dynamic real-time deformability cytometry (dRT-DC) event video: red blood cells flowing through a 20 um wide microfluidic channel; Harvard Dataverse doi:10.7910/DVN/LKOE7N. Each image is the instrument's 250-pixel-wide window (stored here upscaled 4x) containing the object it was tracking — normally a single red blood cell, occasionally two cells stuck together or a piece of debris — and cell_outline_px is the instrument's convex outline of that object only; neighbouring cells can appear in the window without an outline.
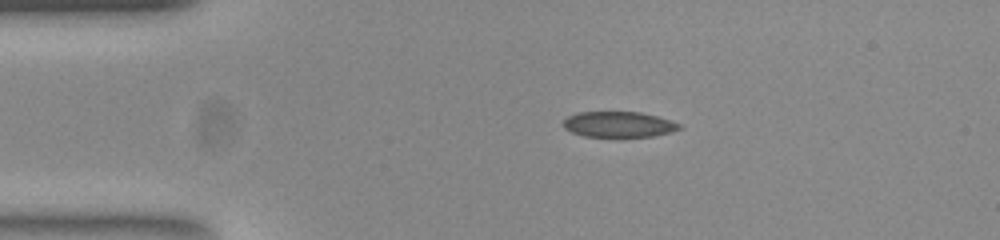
{"species": "common noctule bat (a hibernating species)", "species_latin": "Nyctalus noctula", "temperature_condition": "room temperature", "stored_images_in_passage": 43, "camera_frame_rate_fps": 3000, "um_per_image_px": 0.085, "animal": {"sex": "female", "body_mass_g": 23.0, "forearm_length_mm": 53.4}, "frame": {"image": 1, "passage_image": 1, "time_ms": 0.0, "image_size_px": [1000, 240], "cell_outline_px": [[680, 128], [668, 132], [652, 136], [584, 136], [572, 132], [564, 128], [560, 124], [568, 116], [576, 112], [640, 112], [672, 120], [680, 124]], "centroid_in_image_um": [52.53, 10.56], "position_along_channel_um": 32.5, "area_um2": 17.17}}
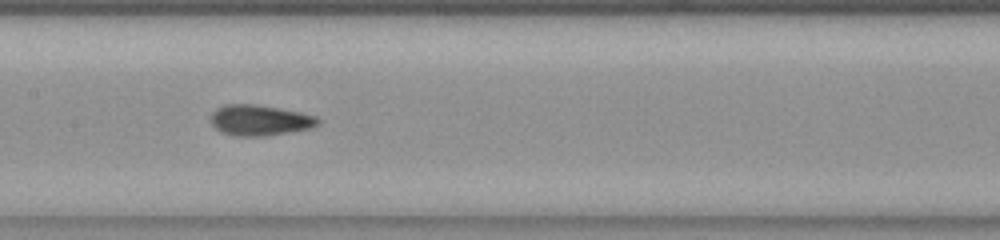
{"frame": {"image": 2, "passage_image": 16, "time_ms": 5.0, "image_size_px": [1000, 240], "cell_outline_px": [[320, 124], [312, 128], [264, 136], [236, 136], [220, 132], [212, 124], [212, 112], [216, 108], [224, 104], [256, 104], [280, 108], [300, 112], [316, 116], [320, 120]], "centroid_in_image_um": [22.09, 10.21], "position_along_channel_um": 185.3, "area_um2": 19.25}}
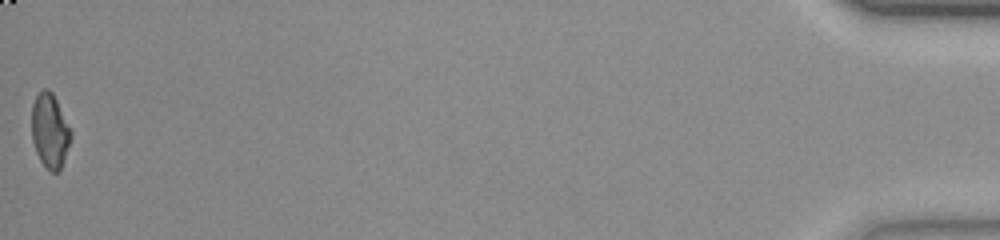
{"frame": {"image": 3, "passage_image": 43, "time_ms": 14.0, "image_size_px": [1000, 240], "cell_outline_px": [[72, 136], [60, 172], [52, 172], [40, 160], [36, 152], [32, 140], [32, 104], [36, 96], [44, 88], [48, 88], [52, 92], [72, 132]], "centroid_in_image_um": [4.24, 11.12], "position_along_channel_um": 431.0, "area_um2": 16.88}, "authors_computed_cell_mechanics": {"area_um2": 18.2648, "velocity_mm_per_s": 3.8848, "shape_relaxation_time_tau1_ms": 3.1837, "shape_relaxation_time_tau2_ms": 1.5537, "deformation_change_tau1": 0.1297, "deformation_change_tau2": 0.0788}}